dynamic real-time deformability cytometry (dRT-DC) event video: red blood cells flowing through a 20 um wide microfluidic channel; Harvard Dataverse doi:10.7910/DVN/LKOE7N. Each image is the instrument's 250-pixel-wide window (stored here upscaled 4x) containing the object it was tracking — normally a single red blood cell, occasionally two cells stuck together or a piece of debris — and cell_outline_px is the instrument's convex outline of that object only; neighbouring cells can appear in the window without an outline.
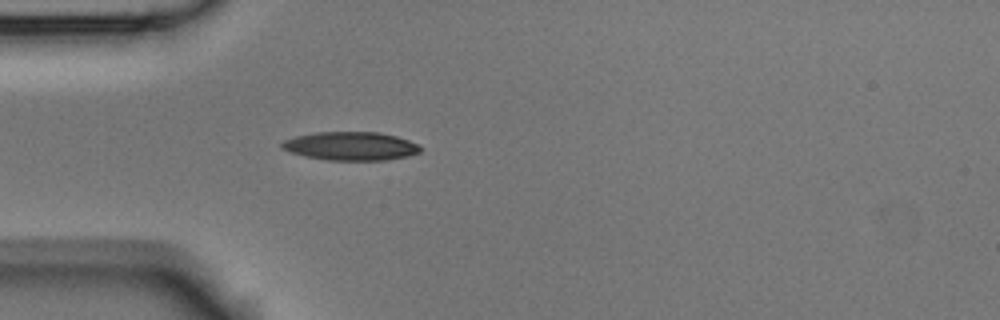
{"species": "Egyptian fruit bat (a non-hibernating species)", "species_latin": "Rousettus aegyptiacus", "temperature_condition": "room temperature", "stored_images_in_passage": 4, "camera_frame_rate_fps": 3000, "um_per_image_px": 0.085, "animal": {"sex": "male"}, "frame": {"image": 1, "passage_image": 4, "time_ms": 1.0, "image_size_px": [1000, 320], "cell_outline_px": [[420, 152], [408, 156], [388, 160], [328, 160], [304, 156], [280, 148], [280, 144], [284, 140], [296, 136], [316, 132], [380, 132], [396, 136], [408, 140], [416, 144], [420, 148]], "centroid_in_image_um": [29.8, 12.41], "position_along_channel_um": 55.2, "area_um2": 22.95}}